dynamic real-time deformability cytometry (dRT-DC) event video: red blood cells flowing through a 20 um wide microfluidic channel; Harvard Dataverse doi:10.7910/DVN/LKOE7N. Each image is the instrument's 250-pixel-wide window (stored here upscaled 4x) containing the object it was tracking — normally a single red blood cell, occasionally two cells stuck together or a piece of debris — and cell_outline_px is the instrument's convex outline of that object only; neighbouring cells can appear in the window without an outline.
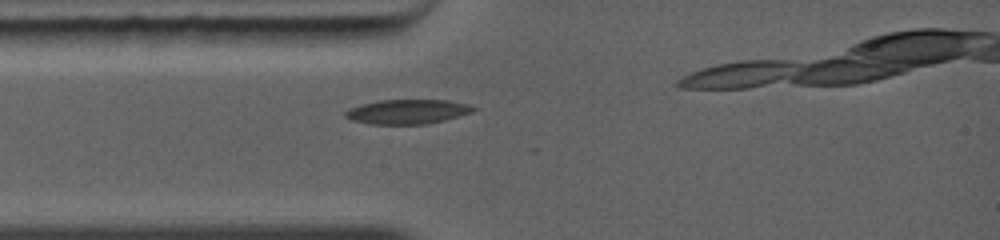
{"species": "common noctule bat (a hibernating species)", "species_latin": "Nyctalus noctula", "temperature_condition": "warm", "stored_images_in_passage": 2, "camera_frame_rate_fps": 5000, "um_per_image_px": 0.085, "animal": {"sex": "female", "body_mass_g": 19.0, "forearm_length_mm": 56.7}, "frame": {"image": 1, "passage_image": 1, "time_ms": 0.0, "image_size_px": [1000, 240], "cell_outline_px": [[476, 108], [472, 112], [444, 120], [428, 124], [368, 124], [352, 120], [344, 116], [344, 112], [352, 108], [364, 104], [380, 100], [448, 100], [468, 104]], "centroid_in_image_um": [34.64, 9.5], "position_along_channel_um": 50.4, "area_um2": 18.09}}